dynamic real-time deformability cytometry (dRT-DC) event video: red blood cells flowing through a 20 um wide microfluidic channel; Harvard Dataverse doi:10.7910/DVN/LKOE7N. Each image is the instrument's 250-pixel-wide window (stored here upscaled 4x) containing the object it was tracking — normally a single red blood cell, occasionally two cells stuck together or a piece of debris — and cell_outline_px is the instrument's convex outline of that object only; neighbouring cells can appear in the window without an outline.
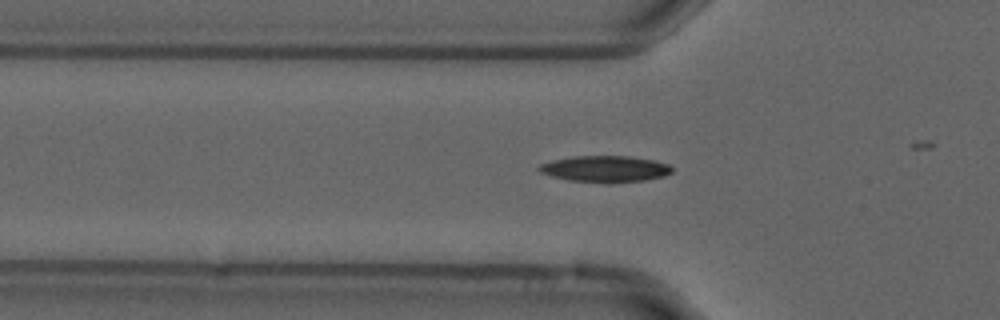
{"species": "common noctule bat (a hibernating species)", "species_latin": "Nyctalus noctula", "temperature_condition": "cold", "stored_images_in_passage": 8, "camera_frame_rate_fps": 3000, "um_per_image_px": 0.085, "animal": {"sex": "male", "forearm_length_mm": 52.5}, "frame": {"image": 1, "passage_image": 2, "time_ms": 0.333, "image_size_px": [1000, 320], "cell_outline_px": [[672, 172], [664, 176], [644, 180], [612, 184], [608, 184], [568, 180], [552, 176], [540, 172], [536, 168], [540, 164], [552, 160], [572, 156], [628, 156], [656, 160], [668, 164], [672, 168]], "centroid_in_image_um": [51.43, 14.37], "position_along_channel_um": 74.4, "area_um2": 20.75}}
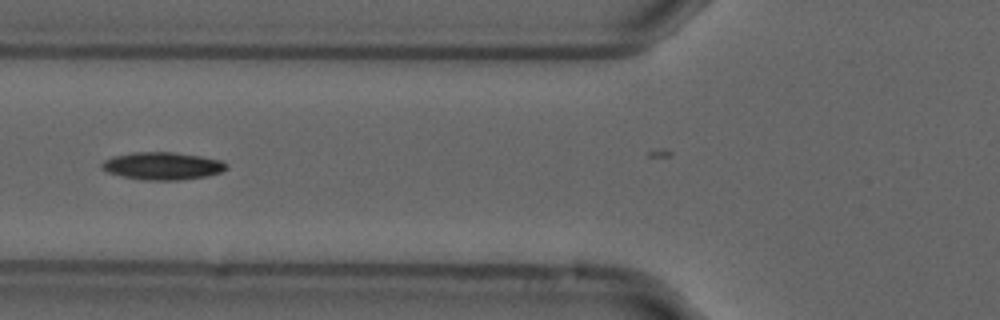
{"frame": {"image": 2, "passage_image": 5, "time_ms": 1.333, "image_size_px": [1000, 320], "cell_outline_px": [[228, 168], [220, 172], [208, 176], [180, 180], [148, 180], [124, 176], [108, 172], [100, 168], [100, 164], [104, 160], [112, 156], [132, 152], [172, 152], [200, 156], [220, 160], [228, 164]], "centroid_in_image_um": [13.81, 14.1], "position_along_channel_um": 112.0, "area_um2": 20.0}}